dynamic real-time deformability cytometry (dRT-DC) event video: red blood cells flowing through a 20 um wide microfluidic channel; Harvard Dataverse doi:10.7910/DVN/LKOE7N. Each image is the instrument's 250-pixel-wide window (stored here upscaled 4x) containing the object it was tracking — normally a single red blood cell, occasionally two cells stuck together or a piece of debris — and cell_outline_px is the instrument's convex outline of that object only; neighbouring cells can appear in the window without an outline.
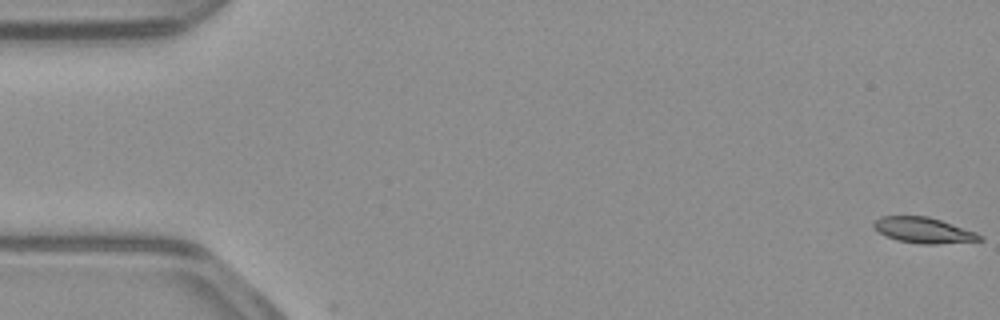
{"species": "common noctule bat (a hibernating species)", "species_latin": "Nyctalus noctula", "temperature_condition": "warm", "stored_images_in_passage": 3, "camera_frame_rate_fps": 3000, "um_per_image_px": 0.085, "animal": {"sex": "male", "body_mass_g": 23.1, "forearm_length_mm": 52.7}, "frame": {"image": 1, "passage_image": 1, "time_ms": 0.0, "image_size_px": [1000, 320], "cell_outline_px": [[984, 240], [936, 244], [920, 244], [896, 240], [872, 228], [872, 224], [880, 216], [928, 216], [976, 232], [984, 236]], "centroid_in_image_um": [78.51, 19.57], "position_along_channel_um": 6.5, "area_um2": 15.84}}